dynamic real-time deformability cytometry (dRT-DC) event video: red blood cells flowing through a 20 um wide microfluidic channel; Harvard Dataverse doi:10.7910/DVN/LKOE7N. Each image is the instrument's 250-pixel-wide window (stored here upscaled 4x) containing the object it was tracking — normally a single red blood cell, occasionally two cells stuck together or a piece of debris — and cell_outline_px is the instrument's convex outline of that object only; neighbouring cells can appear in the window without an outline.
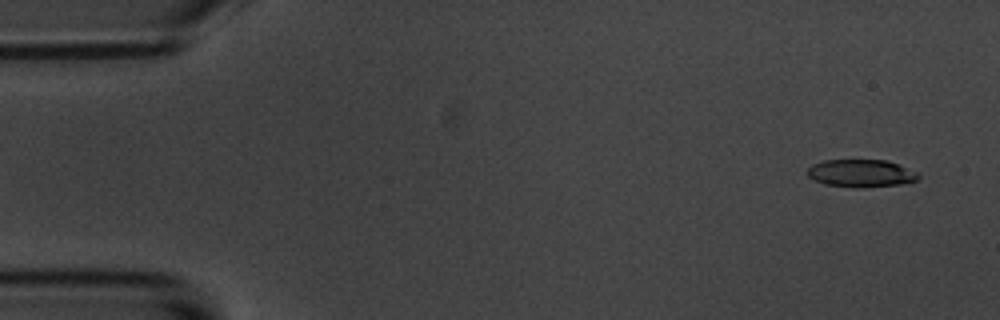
{"species": "common noctule bat (a hibernating species)", "species_latin": "Nyctalus noctula", "temperature_condition": "room temperature", "stored_images_in_passage": 55, "camera_frame_rate_fps": 3000, "um_per_image_px": 0.085, "animal": {"sex": "male", "body_mass_g": 20.1, "forearm_length_mm": 53.5}, "frame": {"image": 1, "passage_image": 3, "time_ms": 0.667, "image_size_px": [1000, 320], "cell_outline_px": [[920, 176], [916, 180], [900, 184], [864, 188], [856, 188], [824, 184], [808, 176], [808, 168], [812, 164], [824, 160], [888, 160], [916, 172]], "centroid_in_image_um": [73.17, 14.73], "position_along_channel_um": 11.8, "area_um2": 17.8}}
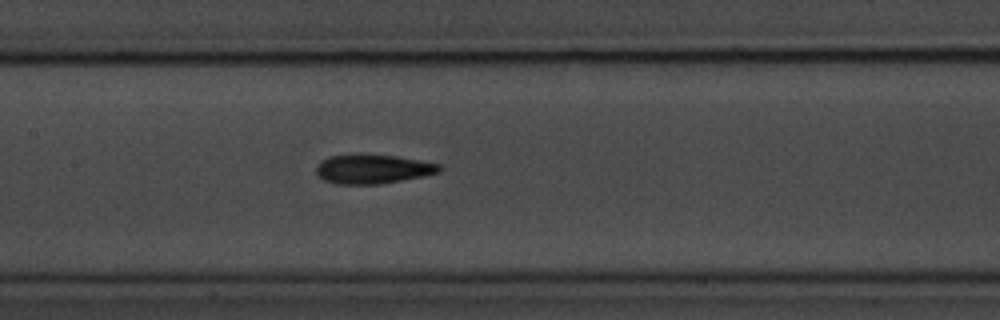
{"frame": {"image": 2, "passage_image": 26, "time_ms": 8.333, "image_size_px": [1000, 320], "cell_outline_px": [[444, 168], [440, 172], [380, 184], [336, 184], [324, 180], [316, 172], [316, 168], [320, 160], [328, 156], [396, 156], [440, 164]], "centroid_in_image_um": [31.69, 14.39], "position_along_channel_um": 175.7, "area_um2": 20.35}}
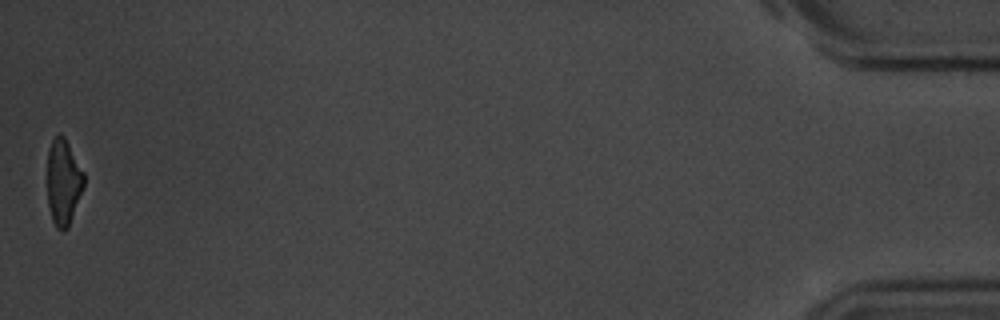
{"frame": {"image": 3, "passage_image": 55, "time_ms": 18.0, "image_size_px": [1000, 320], "cell_outline_px": [[84, 184], [68, 228], [56, 228], [52, 220], [48, 204], [48, 152], [52, 140], [60, 132], [64, 136], [84, 172]], "centroid_in_image_um": [5.38, 15.45], "position_along_channel_um": 429.8, "area_um2": 17.98}, "authors_computed_cell_mechanics": {"area_um2": 19.941, "velocity_mm_per_s": 3.6287, "shape_relaxation_time_tau1_ms": 3.5127, "shape_relaxation_time_tau2_ms": 4.8789, "deformation_change_tau1": 0.1523, "deformation_change_tau2": 0.1311}}